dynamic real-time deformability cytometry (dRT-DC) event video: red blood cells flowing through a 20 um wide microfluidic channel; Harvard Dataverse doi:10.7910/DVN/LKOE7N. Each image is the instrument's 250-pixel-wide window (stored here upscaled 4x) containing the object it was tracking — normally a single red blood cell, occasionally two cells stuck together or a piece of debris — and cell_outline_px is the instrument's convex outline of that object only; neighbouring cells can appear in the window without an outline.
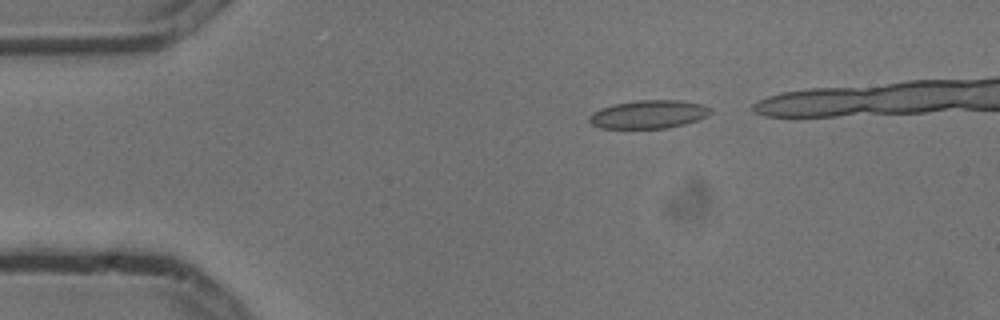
{"species": "common noctule bat (a hibernating species)", "species_latin": "Nyctalus noctula", "temperature_condition": "cold", "stored_images_in_passage": 4, "camera_frame_rate_fps": 3000, "um_per_image_px": 0.085, "animal": {"sex": "male", "body_mass_g": 13.3}, "frame": {"image": 1, "passage_image": 2, "time_ms": 0.333, "image_size_px": [1000, 320], "cell_outline_px": [[712, 112], [708, 116], [684, 124], [668, 128], [600, 128], [592, 124], [588, 120], [588, 116], [592, 112], [600, 108], [612, 104], [640, 100], [680, 100], [704, 104], [712, 108]], "centroid_in_image_um": [55.14, 9.71], "position_along_channel_um": 29.9, "area_um2": 20.17}}